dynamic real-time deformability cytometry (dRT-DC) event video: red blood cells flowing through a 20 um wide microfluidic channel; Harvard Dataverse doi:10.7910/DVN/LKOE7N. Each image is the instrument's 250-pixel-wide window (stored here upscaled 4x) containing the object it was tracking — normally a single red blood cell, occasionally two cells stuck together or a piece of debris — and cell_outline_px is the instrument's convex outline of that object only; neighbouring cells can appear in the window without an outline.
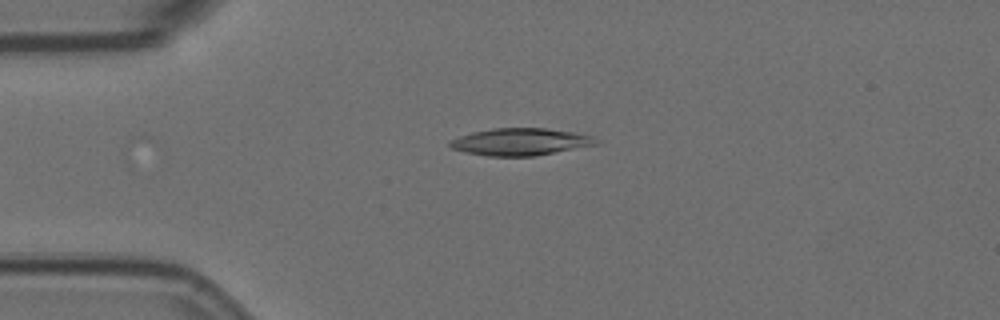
{"species": "Egyptian fruit bat (a non-hibernating species)", "species_latin": "Rousettus aegyptiacus", "temperature_condition": "room temperature", "stored_images_in_passage": 4, "camera_frame_rate_fps": 3000, "um_per_image_px": 0.085, "animal": {"sex": "female"}, "frame": {"image": 1, "passage_image": 2, "time_ms": 0.333, "image_size_px": [1000, 320], "cell_outline_px": [[600, 144], [532, 156], [488, 156], [464, 152], [452, 148], [448, 144], [448, 140], [472, 132], [492, 128], [544, 128], [576, 132], [592, 136]], "centroid_in_image_um": [44.21, 12.05], "position_along_channel_um": 40.8, "area_um2": 23.12}}
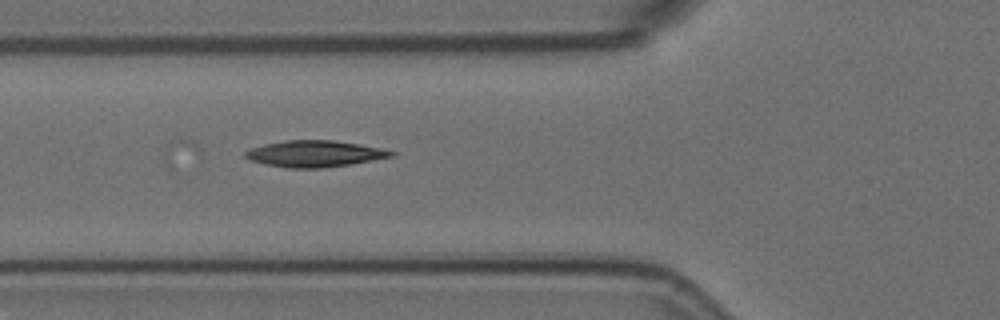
{"frame": {"image": 2, "passage_image": 4, "time_ms": 1.0, "image_size_px": [1000, 320], "cell_outline_px": [[396, 156], [348, 164], [320, 168], [288, 168], [268, 164], [252, 160], [244, 156], [244, 152], [252, 148], [264, 144], [284, 140], [332, 140], [380, 148], [396, 152]], "centroid_in_image_um": [26.75, 13.06], "position_along_channel_um": 99.1, "area_um2": 22.08}}